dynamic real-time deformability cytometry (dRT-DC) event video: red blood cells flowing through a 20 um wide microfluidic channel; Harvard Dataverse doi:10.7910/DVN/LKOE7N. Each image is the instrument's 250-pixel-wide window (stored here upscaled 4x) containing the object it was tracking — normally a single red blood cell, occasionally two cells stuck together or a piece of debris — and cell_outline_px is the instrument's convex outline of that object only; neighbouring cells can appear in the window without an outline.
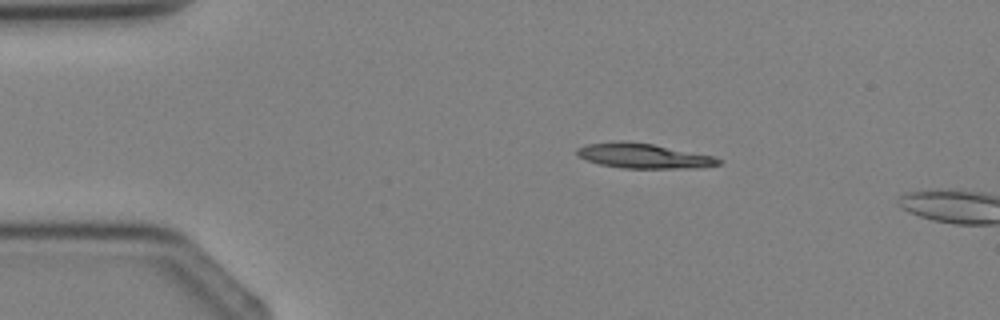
{"species": "Egyptian fruit bat (a non-hibernating species)", "species_latin": "Rousettus aegyptiacus", "temperature_condition": "cold", "stored_images_in_passage": 2, "camera_frame_rate_fps": 3000, "um_per_image_px": 0.085, "animal": {"sex": "female"}, "frame": {"image": 1, "passage_image": 1, "time_ms": 0.0, "image_size_px": [1000, 320], "cell_outline_px": [[724, 160], [720, 164], [700, 168], [624, 168], [600, 164], [576, 156], [576, 148], [588, 144], [612, 140], [624, 140], [652, 144], [712, 156]], "centroid_in_image_um": [54.67, 13.24], "position_along_channel_um": 30.3, "area_um2": 20.58}}